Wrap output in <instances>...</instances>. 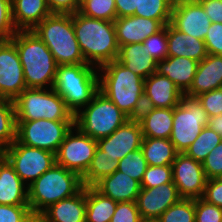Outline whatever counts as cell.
Instances as JSON below:
<instances>
[{"label":"cell","mask_w":222,"mask_h":222,"mask_svg":"<svg viewBox=\"0 0 222 222\" xmlns=\"http://www.w3.org/2000/svg\"><path fill=\"white\" fill-rule=\"evenodd\" d=\"M127 120L128 116L100 91L74 115V125L95 140L111 135Z\"/></svg>","instance_id":"8"},{"label":"cell","mask_w":222,"mask_h":222,"mask_svg":"<svg viewBox=\"0 0 222 222\" xmlns=\"http://www.w3.org/2000/svg\"><path fill=\"white\" fill-rule=\"evenodd\" d=\"M180 199L176 185L170 182L154 188H141L136 205L141 218L158 219L167 208Z\"/></svg>","instance_id":"17"},{"label":"cell","mask_w":222,"mask_h":222,"mask_svg":"<svg viewBox=\"0 0 222 222\" xmlns=\"http://www.w3.org/2000/svg\"><path fill=\"white\" fill-rule=\"evenodd\" d=\"M159 222H195V199L181 198L167 208L158 218Z\"/></svg>","instance_id":"36"},{"label":"cell","mask_w":222,"mask_h":222,"mask_svg":"<svg viewBox=\"0 0 222 222\" xmlns=\"http://www.w3.org/2000/svg\"><path fill=\"white\" fill-rule=\"evenodd\" d=\"M210 18L211 23H222L221 0H197Z\"/></svg>","instance_id":"50"},{"label":"cell","mask_w":222,"mask_h":222,"mask_svg":"<svg viewBox=\"0 0 222 222\" xmlns=\"http://www.w3.org/2000/svg\"><path fill=\"white\" fill-rule=\"evenodd\" d=\"M154 108L155 107L150 97L145 92H143L136 102L133 111L128 116V120L131 122L140 123L150 114Z\"/></svg>","instance_id":"47"},{"label":"cell","mask_w":222,"mask_h":222,"mask_svg":"<svg viewBox=\"0 0 222 222\" xmlns=\"http://www.w3.org/2000/svg\"><path fill=\"white\" fill-rule=\"evenodd\" d=\"M8 160L0 154V204L29 205L28 187Z\"/></svg>","instance_id":"21"},{"label":"cell","mask_w":222,"mask_h":222,"mask_svg":"<svg viewBox=\"0 0 222 222\" xmlns=\"http://www.w3.org/2000/svg\"><path fill=\"white\" fill-rule=\"evenodd\" d=\"M119 161L105 155V152L97 147L91 163L81 177L83 186H94L103 177L113 174L118 169Z\"/></svg>","instance_id":"31"},{"label":"cell","mask_w":222,"mask_h":222,"mask_svg":"<svg viewBox=\"0 0 222 222\" xmlns=\"http://www.w3.org/2000/svg\"><path fill=\"white\" fill-rule=\"evenodd\" d=\"M72 19L75 37L87 64L97 69L117 60L119 45L114 21L86 17L79 12L72 14Z\"/></svg>","instance_id":"1"},{"label":"cell","mask_w":222,"mask_h":222,"mask_svg":"<svg viewBox=\"0 0 222 222\" xmlns=\"http://www.w3.org/2000/svg\"><path fill=\"white\" fill-rule=\"evenodd\" d=\"M74 128L75 134L72 131ZM97 147V140L84 134L74 125L66 134L55 154L56 164L82 177L87 171Z\"/></svg>","instance_id":"12"},{"label":"cell","mask_w":222,"mask_h":222,"mask_svg":"<svg viewBox=\"0 0 222 222\" xmlns=\"http://www.w3.org/2000/svg\"><path fill=\"white\" fill-rule=\"evenodd\" d=\"M80 14L105 21L117 18L115 0H80Z\"/></svg>","instance_id":"35"},{"label":"cell","mask_w":222,"mask_h":222,"mask_svg":"<svg viewBox=\"0 0 222 222\" xmlns=\"http://www.w3.org/2000/svg\"><path fill=\"white\" fill-rule=\"evenodd\" d=\"M87 63L59 65L52 88L75 115L91 102L99 91V73Z\"/></svg>","instance_id":"3"},{"label":"cell","mask_w":222,"mask_h":222,"mask_svg":"<svg viewBox=\"0 0 222 222\" xmlns=\"http://www.w3.org/2000/svg\"><path fill=\"white\" fill-rule=\"evenodd\" d=\"M203 199L222 208V178L207 179Z\"/></svg>","instance_id":"48"},{"label":"cell","mask_w":222,"mask_h":222,"mask_svg":"<svg viewBox=\"0 0 222 222\" xmlns=\"http://www.w3.org/2000/svg\"><path fill=\"white\" fill-rule=\"evenodd\" d=\"M222 208L203 198L195 199V222H221Z\"/></svg>","instance_id":"40"},{"label":"cell","mask_w":222,"mask_h":222,"mask_svg":"<svg viewBox=\"0 0 222 222\" xmlns=\"http://www.w3.org/2000/svg\"><path fill=\"white\" fill-rule=\"evenodd\" d=\"M13 102L16 121H74V114L53 88H26Z\"/></svg>","instance_id":"7"},{"label":"cell","mask_w":222,"mask_h":222,"mask_svg":"<svg viewBox=\"0 0 222 222\" xmlns=\"http://www.w3.org/2000/svg\"><path fill=\"white\" fill-rule=\"evenodd\" d=\"M117 61L144 80L156 73L157 61L150 56L142 43H132L119 47Z\"/></svg>","instance_id":"27"},{"label":"cell","mask_w":222,"mask_h":222,"mask_svg":"<svg viewBox=\"0 0 222 222\" xmlns=\"http://www.w3.org/2000/svg\"><path fill=\"white\" fill-rule=\"evenodd\" d=\"M147 166L142 150L138 149L129 152L124 158H122L118 163L117 170L141 183Z\"/></svg>","instance_id":"37"},{"label":"cell","mask_w":222,"mask_h":222,"mask_svg":"<svg viewBox=\"0 0 222 222\" xmlns=\"http://www.w3.org/2000/svg\"><path fill=\"white\" fill-rule=\"evenodd\" d=\"M42 214L49 222H86V186L74 196L50 205Z\"/></svg>","instance_id":"23"},{"label":"cell","mask_w":222,"mask_h":222,"mask_svg":"<svg viewBox=\"0 0 222 222\" xmlns=\"http://www.w3.org/2000/svg\"><path fill=\"white\" fill-rule=\"evenodd\" d=\"M117 202L86 186V222H110Z\"/></svg>","instance_id":"30"},{"label":"cell","mask_w":222,"mask_h":222,"mask_svg":"<svg viewBox=\"0 0 222 222\" xmlns=\"http://www.w3.org/2000/svg\"><path fill=\"white\" fill-rule=\"evenodd\" d=\"M16 46L27 88H52L58 64L32 30H19L10 39Z\"/></svg>","instance_id":"2"},{"label":"cell","mask_w":222,"mask_h":222,"mask_svg":"<svg viewBox=\"0 0 222 222\" xmlns=\"http://www.w3.org/2000/svg\"><path fill=\"white\" fill-rule=\"evenodd\" d=\"M173 182L172 166H147L141 180V188H154L162 184Z\"/></svg>","instance_id":"38"},{"label":"cell","mask_w":222,"mask_h":222,"mask_svg":"<svg viewBox=\"0 0 222 222\" xmlns=\"http://www.w3.org/2000/svg\"><path fill=\"white\" fill-rule=\"evenodd\" d=\"M138 222H159L158 219H144L141 218Z\"/></svg>","instance_id":"54"},{"label":"cell","mask_w":222,"mask_h":222,"mask_svg":"<svg viewBox=\"0 0 222 222\" xmlns=\"http://www.w3.org/2000/svg\"><path fill=\"white\" fill-rule=\"evenodd\" d=\"M139 0H115L117 18L133 16Z\"/></svg>","instance_id":"51"},{"label":"cell","mask_w":222,"mask_h":222,"mask_svg":"<svg viewBox=\"0 0 222 222\" xmlns=\"http://www.w3.org/2000/svg\"><path fill=\"white\" fill-rule=\"evenodd\" d=\"M83 187L82 179L77 173L55 163L28 186L31 212L42 213L50 205L74 196Z\"/></svg>","instance_id":"5"},{"label":"cell","mask_w":222,"mask_h":222,"mask_svg":"<svg viewBox=\"0 0 222 222\" xmlns=\"http://www.w3.org/2000/svg\"><path fill=\"white\" fill-rule=\"evenodd\" d=\"M52 13L74 14L79 11L80 0H46Z\"/></svg>","instance_id":"49"},{"label":"cell","mask_w":222,"mask_h":222,"mask_svg":"<svg viewBox=\"0 0 222 222\" xmlns=\"http://www.w3.org/2000/svg\"><path fill=\"white\" fill-rule=\"evenodd\" d=\"M221 87L222 56L208 54L198 63L192 85L184 95L196 98L202 93H206Z\"/></svg>","instance_id":"19"},{"label":"cell","mask_w":222,"mask_h":222,"mask_svg":"<svg viewBox=\"0 0 222 222\" xmlns=\"http://www.w3.org/2000/svg\"><path fill=\"white\" fill-rule=\"evenodd\" d=\"M149 166L172 165L178 154L169 139L144 137L140 148Z\"/></svg>","instance_id":"28"},{"label":"cell","mask_w":222,"mask_h":222,"mask_svg":"<svg viewBox=\"0 0 222 222\" xmlns=\"http://www.w3.org/2000/svg\"><path fill=\"white\" fill-rule=\"evenodd\" d=\"M209 117L222 114V87L196 97Z\"/></svg>","instance_id":"43"},{"label":"cell","mask_w":222,"mask_h":222,"mask_svg":"<svg viewBox=\"0 0 222 222\" xmlns=\"http://www.w3.org/2000/svg\"><path fill=\"white\" fill-rule=\"evenodd\" d=\"M1 154L24 183L30 181L27 187L56 163L55 153L21 144L17 140Z\"/></svg>","instance_id":"11"},{"label":"cell","mask_w":222,"mask_h":222,"mask_svg":"<svg viewBox=\"0 0 222 222\" xmlns=\"http://www.w3.org/2000/svg\"><path fill=\"white\" fill-rule=\"evenodd\" d=\"M16 128L14 102L0 98V154L16 140Z\"/></svg>","instance_id":"32"},{"label":"cell","mask_w":222,"mask_h":222,"mask_svg":"<svg viewBox=\"0 0 222 222\" xmlns=\"http://www.w3.org/2000/svg\"><path fill=\"white\" fill-rule=\"evenodd\" d=\"M170 23L178 31L203 41L211 26L210 18L197 0H174Z\"/></svg>","instance_id":"15"},{"label":"cell","mask_w":222,"mask_h":222,"mask_svg":"<svg viewBox=\"0 0 222 222\" xmlns=\"http://www.w3.org/2000/svg\"><path fill=\"white\" fill-rule=\"evenodd\" d=\"M143 138L140 124L127 120L111 135L98 139L97 144L105 155L120 161L129 152L140 149Z\"/></svg>","instance_id":"16"},{"label":"cell","mask_w":222,"mask_h":222,"mask_svg":"<svg viewBox=\"0 0 222 222\" xmlns=\"http://www.w3.org/2000/svg\"><path fill=\"white\" fill-rule=\"evenodd\" d=\"M204 42L208 54L222 56V23H211Z\"/></svg>","instance_id":"46"},{"label":"cell","mask_w":222,"mask_h":222,"mask_svg":"<svg viewBox=\"0 0 222 222\" xmlns=\"http://www.w3.org/2000/svg\"><path fill=\"white\" fill-rule=\"evenodd\" d=\"M221 141L222 137L209 126H206L200 132L197 139L185 151V154L202 163Z\"/></svg>","instance_id":"34"},{"label":"cell","mask_w":222,"mask_h":222,"mask_svg":"<svg viewBox=\"0 0 222 222\" xmlns=\"http://www.w3.org/2000/svg\"><path fill=\"white\" fill-rule=\"evenodd\" d=\"M167 40L168 56L187 57L200 62L208 55L203 40L178 31L171 23L167 24Z\"/></svg>","instance_id":"26"},{"label":"cell","mask_w":222,"mask_h":222,"mask_svg":"<svg viewBox=\"0 0 222 222\" xmlns=\"http://www.w3.org/2000/svg\"><path fill=\"white\" fill-rule=\"evenodd\" d=\"M114 26L119 47L132 43H142L164 27L158 20L136 15L116 18Z\"/></svg>","instance_id":"18"},{"label":"cell","mask_w":222,"mask_h":222,"mask_svg":"<svg viewBox=\"0 0 222 222\" xmlns=\"http://www.w3.org/2000/svg\"><path fill=\"white\" fill-rule=\"evenodd\" d=\"M93 187L102 195L116 202H136L141 190L139 181L118 170L103 177Z\"/></svg>","instance_id":"20"},{"label":"cell","mask_w":222,"mask_h":222,"mask_svg":"<svg viewBox=\"0 0 222 222\" xmlns=\"http://www.w3.org/2000/svg\"><path fill=\"white\" fill-rule=\"evenodd\" d=\"M12 20L17 31L33 30L51 15L46 0H11Z\"/></svg>","instance_id":"24"},{"label":"cell","mask_w":222,"mask_h":222,"mask_svg":"<svg viewBox=\"0 0 222 222\" xmlns=\"http://www.w3.org/2000/svg\"><path fill=\"white\" fill-rule=\"evenodd\" d=\"M26 88L15 44L11 40L0 42V98L14 101Z\"/></svg>","instance_id":"14"},{"label":"cell","mask_w":222,"mask_h":222,"mask_svg":"<svg viewBox=\"0 0 222 222\" xmlns=\"http://www.w3.org/2000/svg\"><path fill=\"white\" fill-rule=\"evenodd\" d=\"M16 140L24 145L57 152L74 121L37 119L16 121Z\"/></svg>","instance_id":"10"},{"label":"cell","mask_w":222,"mask_h":222,"mask_svg":"<svg viewBox=\"0 0 222 222\" xmlns=\"http://www.w3.org/2000/svg\"><path fill=\"white\" fill-rule=\"evenodd\" d=\"M140 219L136 202H117L110 222H138Z\"/></svg>","instance_id":"45"},{"label":"cell","mask_w":222,"mask_h":222,"mask_svg":"<svg viewBox=\"0 0 222 222\" xmlns=\"http://www.w3.org/2000/svg\"><path fill=\"white\" fill-rule=\"evenodd\" d=\"M174 0H139L135 15L160 21L164 26L171 22Z\"/></svg>","instance_id":"33"},{"label":"cell","mask_w":222,"mask_h":222,"mask_svg":"<svg viewBox=\"0 0 222 222\" xmlns=\"http://www.w3.org/2000/svg\"><path fill=\"white\" fill-rule=\"evenodd\" d=\"M207 179L222 178V141L202 162Z\"/></svg>","instance_id":"42"},{"label":"cell","mask_w":222,"mask_h":222,"mask_svg":"<svg viewBox=\"0 0 222 222\" xmlns=\"http://www.w3.org/2000/svg\"><path fill=\"white\" fill-rule=\"evenodd\" d=\"M97 71L103 73L99 75V91L129 116L144 92V79L117 60L100 66Z\"/></svg>","instance_id":"6"},{"label":"cell","mask_w":222,"mask_h":222,"mask_svg":"<svg viewBox=\"0 0 222 222\" xmlns=\"http://www.w3.org/2000/svg\"><path fill=\"white\" fill-rule=\"evenodd\" d=\"M146 50L157 62L168 57L167 25L142 42Z\"/></svg>","instance_id":"39"},{"label":"cell","mask_w":222,"mask_h":222,"mask_svg":"<svg viewBox=\"0 0 222 222\" xmlns=\"http://www.w3.org/2000/svg\"><path fill=\"white\" fill-rule=\"evenodd\" d=\"M198 63L187 57L168 56L157 62L156 72L168 77L185 94L192 85Z\"/></svg>","instance_id":"22"},{"label":"cell","mask_w":222,"mask_h":222,"mask_svg":"<svg viewBox=\"0 0 222 222\" xmlns=\"http://www.w3.org/2000/svg\"><path fill=\"white\" fill-rule=\"evenodd\" d=\"M208 115L197 98L183 96L174 107L173 127L169 140L178 153H185L197 139L204 127L208 126Z\"/></svg>","instance_id":"9"},{"label":"cell","mask_w":222,"mask_h":222,"mask_svg":"<svg viewBox=\"0 0 222 222\" xmlns=\"http://www.w3.org/2000/svg\"><path fill=\"white\" fill-rule=\"evenodd\" d=\"M144 92L150 97L155 108H174L184 96L168 77L157 72L144 80Z\"/></svg>","instance_id":"25"},{"label":"cell","mask_w":222,"mask_h":222,"mask_svg":"<svg viewBox=\"0 0 222 222\" xmlns=\"http://www.w3.org/2000/svg\"><path fill=\"white\" fill-rule=\"evenodd\" d=\"M174 108H154L139 124L143 137L169 139L173 127Z\"/></svg>","instance_id":"29"},{"label":"cell","mask_w":222,"mask_h":222,"mask_svg":"<svg viewBox=\"0 0 222 222\" xmlns=\"http://www.w3.org/2000/svg\"><path fill=\"white\" fill-rule=\"evenodd\" d=\"M30 214L29 205L0 204V222H26Z\"/></svg>","instance_id":"44"},{"label":"cell","mask_w":222,"mask_h":222,"mask_svg":"<svg viewBox=\"0 0 222 222\" xmlns=\"http://www.w3.org/2000/svg\"><path fill=\"white\" fill-rule=\"evenodd\" d=\"M26 222H49L42 213H33L27 217Z\"/></svg>","instance_id":"53"},{"label":"cell","mask_w":222,"mask_h":222,"mask_svg":"<svg viewBox=\"0 0 222 222\" xmlns=\"http://www.w3.org/2000/svg\"><path fill=\"white\" fill-rule=\"evenodd\" d=\"M208 126L222 137V114L209 117Z\"/></svg>","instance_id":"52"},{"label":"cell","mask_w":222,"mask_h":222,"mask_svg":"<svg viewBox=\"0 0 222 222\" xmlns=\"http://www.w3.org/2000/svg\"><path fill=\"white\" fill-rule=\"evenodd\" d=\"M16 32L12 20L11 0H0V42L10 40Z\"/></svg>","instance_id":"41"},{"label":"cell","mask_w":222,"mask_h":222,"mask_svg":"<svg viewBox=\"0 0 222 222\" xmlns=\"http://www.w3.org/2000/svg\"><path fill=\"white\" fill-rule=\"evenodd\" d=\"M59 65L86 63L75 37L72 14L52 13L33 30Z\"/></svg>","instance_id":"4"},{"label":"cell","mask_w":222,"mask_h":222,"mask_svg":"<svg viewBox=\"0 0 222 222\" xmlns=\"http://www.w3.org/2000/svg\"><path fill=\"white\" fill-rule=\"evenodd\" d=\"M173 183L185 199L203 198L207 178L201 162L185 153H178L172 163Z\"/></svg>","instance_id":"13"}]
</instances>
